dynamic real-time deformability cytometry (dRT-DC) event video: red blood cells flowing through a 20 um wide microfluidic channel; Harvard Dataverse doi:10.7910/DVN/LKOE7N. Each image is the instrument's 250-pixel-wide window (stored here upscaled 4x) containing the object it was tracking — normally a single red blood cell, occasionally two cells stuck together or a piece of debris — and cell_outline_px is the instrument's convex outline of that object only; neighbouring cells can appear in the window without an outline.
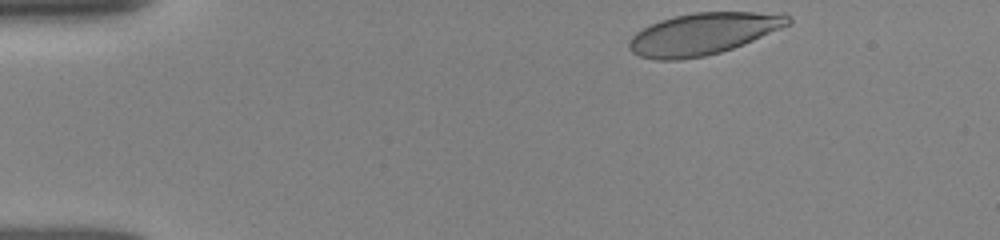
{"species": "human", "species_latin": "Homo sapiens", "temperature_condition": "room temperature", "stored_images_in_passage": 39, "camera_frame_rate_fps": 3000, "um_per_image_px": 0.085, "donor": {"sex": "female"}, "frame": {"image": 1, "passage_image": 1, "time_ms": 0.0, "image_size_px": [1000, 240], "cell_outline_px": [[792, 24], [732, 48], [720, 52], [704, 56], [680, 60], [656, 60], [640, 56], [632, 52], [628, 48], [628, 40], [636, 32], [660, 20], [692, 12], [756, 12], [792, 16]], "centroid_in_image_um": [59.74, 2.88], "position_along_channel_um": 25.3, "area_um2": 38.44}}
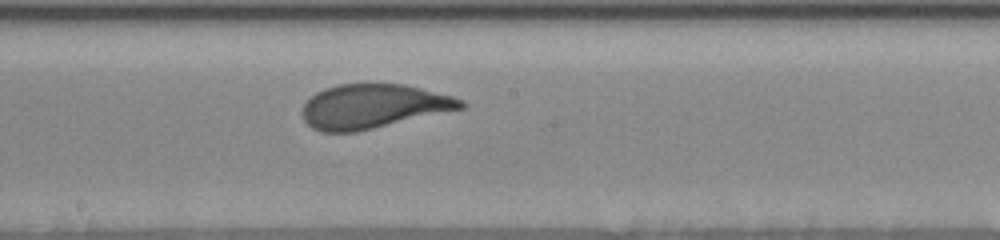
{"frame": {"image": 2, "passage_image": 22, "time_ms": 7.0, "image_size_px": [1000, 240], "cell_outline_px": [[468, 104], [464, 108], [356, 132], [320, 132], [312, 128], [304, 120], [304, 104], [316, 92], [324, 88], [336, 84], [404, 84], [452, 96], [464, 100]], "centroid_in_image_um": [31.73, 9.04], "position_along_channel_um": 216.5, "area_um2": 40.63}}
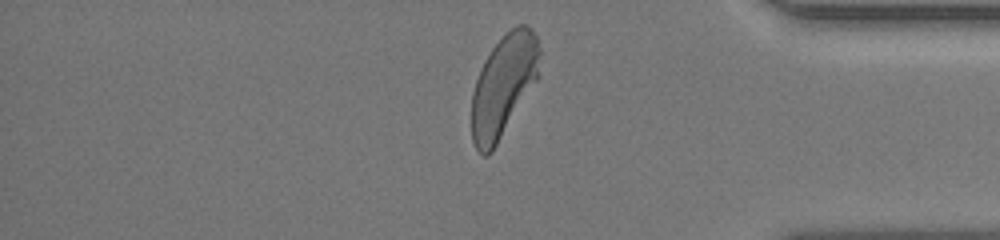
{"frame": {"image": 3, "passage_image": 37, "time_ms": 12.0, "image_size_px": [1000, 240], "cell_outline_px": [[540, 52], [536, 80], [492, 152], [488, 156], [484, 156], [476, 148], [472, 140], [472, 92], [476, 80], [484, 60], [492, 48], [516, 24], [528, 24], [532, 28], [536, 36], [540, 48]], "centroid_in_image_um": [42.79, 7.27], "position_along_channel_um": 392.4, "area_um2": 39.82}, "authors_computed_cell_mechanics": {"area_um2": 40.9802, "velocity_mm_per_s": 3.8754, "shape_relaxation_time_tau1_ms": 3.2818, "shape_relaxation_time_tau2_ms": null, "deformation_change_tau1": 0.1509, "deformation_change_tau2": null}}